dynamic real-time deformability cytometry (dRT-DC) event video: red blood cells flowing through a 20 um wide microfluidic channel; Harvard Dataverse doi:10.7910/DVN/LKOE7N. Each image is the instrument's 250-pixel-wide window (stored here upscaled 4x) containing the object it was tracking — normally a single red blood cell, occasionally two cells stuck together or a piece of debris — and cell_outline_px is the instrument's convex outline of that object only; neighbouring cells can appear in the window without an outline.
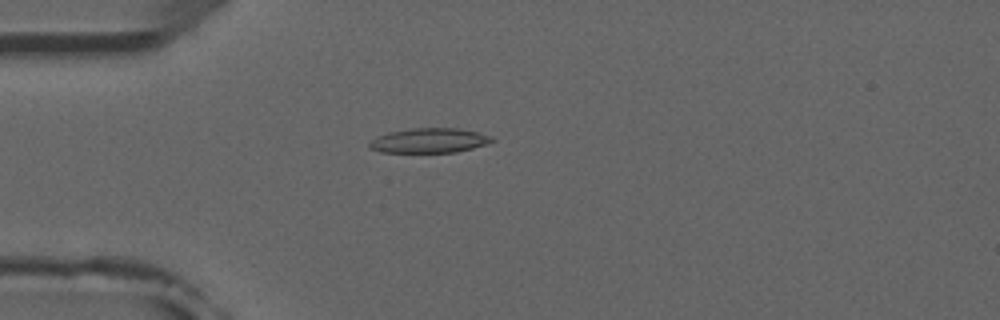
{"species": "common noctule bat (a hibernating species)", "species_latin": "Nyctalus noctula", "temperature_condition": "room temperature", "stored_images_in_passage": 4, "camera_frame_rate_fps": 3000, "um_per_image_px": 0.085, "animal": {"sex": "male", "forearm_length_mm": 52.5}, "frame": {"image": 1, "passage_image": 4, "time_ms": 3.667, "image_size_px": [1000, 320], "cell_outline_px": [[496, 140], [488, 144], [456, 152], [380, 152], [368, 148], [368, 144], [376, 136], [388, 132], [412, 128], [460, 128], [492, 136]], "centroid_in_image_um": [36.48, 11.94], "position_along_channel_um": 48.5, "area_um2": 17.74}}